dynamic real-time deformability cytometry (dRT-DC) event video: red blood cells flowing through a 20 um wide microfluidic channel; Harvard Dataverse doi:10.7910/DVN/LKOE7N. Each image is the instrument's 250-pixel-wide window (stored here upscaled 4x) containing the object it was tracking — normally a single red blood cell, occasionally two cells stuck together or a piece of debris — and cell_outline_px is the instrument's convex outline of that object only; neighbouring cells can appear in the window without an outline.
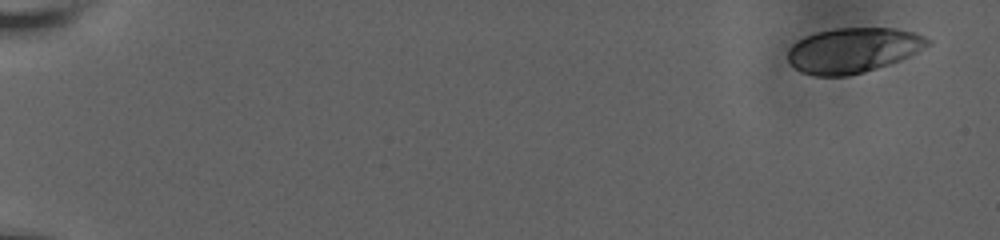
{"species": "human", "species_latin": "Homo sapiens", "temperature_condition": "room temperature", "stored_images_in_passage": 63, "camera_frame_rate_fps": 3000, "um_per_image_px": 0.085, "donor": {"sex": "male"}, "frame": {"image": 1, "passage_image": 1, "time_ms": 0.0, "image_size_px": [1000, 240], "cell_outline_px": [[932, 40], [928, 44], [908, 56], [900, 60], [864, 72], [848, 76], [816, 76], [800, 72], [788, 60], [788, 48], [796, 40], [804, 36], [816, 32], [836, 28], [892, 28], [912, 32], [924, 36]], "centroid_in_image_um": [72.45, 4.27], "position_along_channel_um": 12.5, "area_um2": 36.53}}
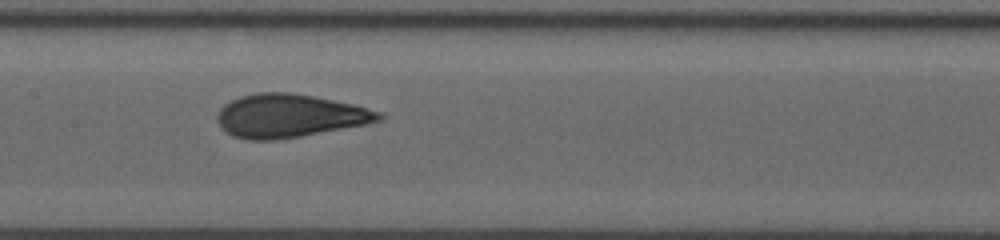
{"frame": {"image": 2, "passage_image": 31, "time_ms": 10.0, "image_size_px": [1000, 240], "cell_outline_px": [[384, 116], [380, 120], [364, 124], [300, 136], [272, 140], [248, 140], [232, 136], [220, 128], [216, 120], [216, 116], [220, 108], [224, 104], [240, 96], [256, 92], [288, 92], [312, 96], [352, 104], [380, 112]], "centroid_in_image_um": [24.52, 9.84], "position_along_channel_um": 182.9, "area_um2": 40.46}}
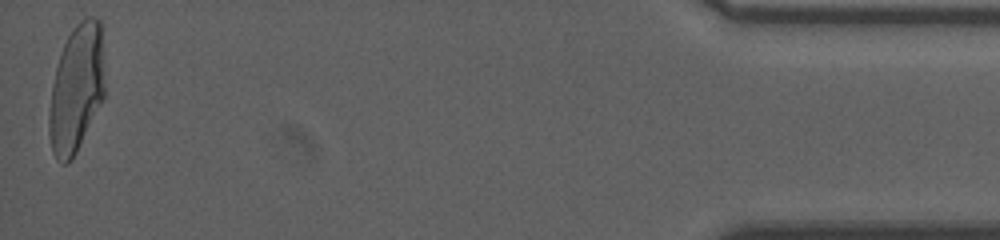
{"frame": {"image": 3, "passage_image": 62, "time_ms": 19.0, "image_size_px": [1000, 240], "cell_outline_px": [[104, 100], [72, 160], [68, 164], [60, 164], [56, 160], [52, 152], [48, 132], [48, 116], [52, 84], [56, 68], [64, 44], [68, 36], [76, 24], [80, 20], [88, 16], [92, 16], [100, 20], [104, 84]], "centroid_in_image_um": [6.48, 7.6], "position_along_channel_um": 428.7, "area_um2": 41.62}, "authors_computed_cell_mechanics": {"area_um2": 39.7086, "velocity_mm_per_s": 3.6292, "shape_relaxation_time_tau1_ms": 6.1755, "shape_relaxation_time_tau2_ms": null, "deformation_change_tau1": 0.2099, "deformation_change_tau2": null}}